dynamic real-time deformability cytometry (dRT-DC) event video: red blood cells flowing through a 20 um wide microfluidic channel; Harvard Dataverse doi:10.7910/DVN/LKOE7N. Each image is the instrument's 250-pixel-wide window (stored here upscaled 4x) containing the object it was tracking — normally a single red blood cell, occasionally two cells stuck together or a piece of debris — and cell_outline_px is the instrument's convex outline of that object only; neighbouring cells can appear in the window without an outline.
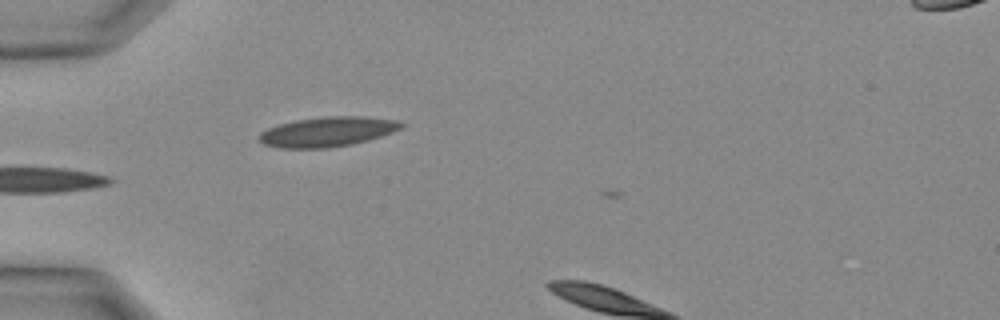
{"species": "Egyptian fruit bat (a non-hibernating species)", "species_latin": "Rousettus aegyptiacus", "temperature_condition": "warm", "stored_images_in_passage": 2, "camera_frame_rate_fps": 3000, "um_per_image_px": 0.085, "animal": {"sex": "female"}, "frame": {"image": 1, "passage_image": 1, "time_ms": 0.0, "image_size_px": [1000, 320], "cell_outline_px": [[404, 124], [400, 128], [392, 132], [368, 140], [352, 144], [332, 148], [276, 148], [264, 144], [260, 140], [260, 132], [268, 128], [280, 124], [296, 120], [328, 116], [360, 116], [396, 120]], "centroid_in_image_um": [27.82, 11.21], "position_along_channel_um": 57.2, "area_um2": 24.51}}